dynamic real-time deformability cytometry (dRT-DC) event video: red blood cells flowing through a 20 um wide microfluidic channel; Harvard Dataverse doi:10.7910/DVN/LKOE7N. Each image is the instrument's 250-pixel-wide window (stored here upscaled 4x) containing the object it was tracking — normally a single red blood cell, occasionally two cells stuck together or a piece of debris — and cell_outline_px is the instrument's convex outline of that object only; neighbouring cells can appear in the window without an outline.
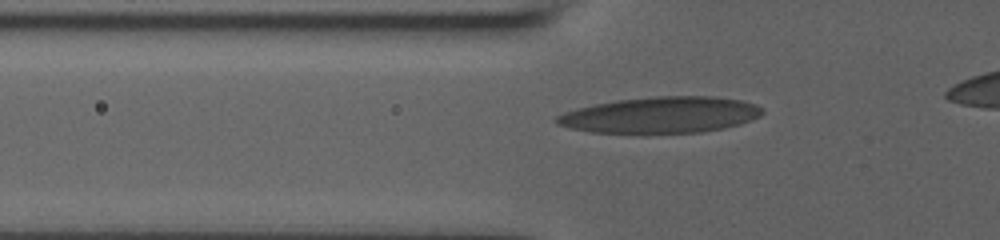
{"species": "human", "species_latin": "Homo sapiens", "temperature_condition": "room temperature", "stored_images_in_passage": 38, "camera_frame_rate_fps": 3000, "um_per_image_px": 0.085, "donor": {"sex": "male"}, "frame": {"image": 1, "passage_image": 7, "time_ms": 2.0, "image_size_px": [1000, 240], "cell_outline_px": [[764, 112], [760, 116], [752, 120], [740, 124], [724, 128], [700, 132], [592, 132], [568, 128], [556, 124], [552, 120], [556, 116], [564, 112], [596, 104], [616, 100], [656, 96], [716, 96], [740, 100], [756, 104], [764, 108]], "centroid_in_image_um": [56.19, 9.76], "position_along_channel_um": 69.6, "area_um2": 43.23}}
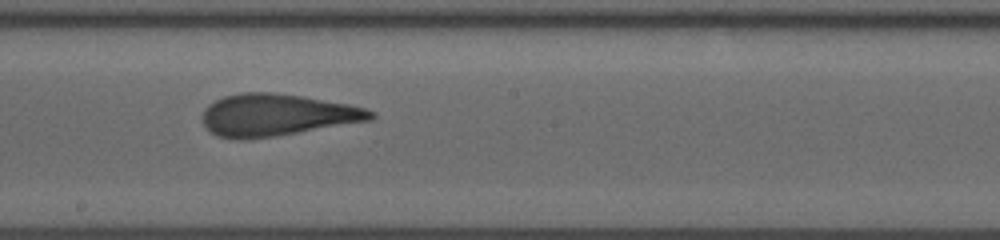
{"frame": {"image": 2, "passage_image": 19, "time_ms": 6.0, "image_size_px": [1000, 240], "cell_outline_px": [[376, 116], [372, 120], [276, 136], [240, 140], [216, 136], [208, 132], [204, 128], [204, 108], [208, 104], [224, 96], [240, 92], [268, 92], [300, 96], [348, 104], [364, 108], [376, 112]], "centroid_in_image_um": [23.5, 9.78], "position_along_channel_um": 224.7, "area_um2": 41.21}}
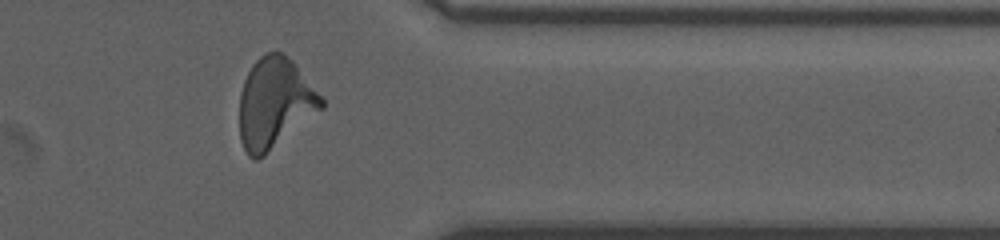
{"frame": {"image": 3, "passage_image": 32, "time_ms": 10.333, "image_size_px": [1000, 240], "cell_outline_px": [[324, 108], [264, 156], [256, 160], [252, 160], [248, 156], [240, 140], [240, 92], [244, 80], [252, 64], [264, 52], [284, 52], [292, 60], [324, 100]], "centroid_in_image_um": [23.34, 8.78], "position_along_channel_um": 388.1, "area_um2": 43.18}}